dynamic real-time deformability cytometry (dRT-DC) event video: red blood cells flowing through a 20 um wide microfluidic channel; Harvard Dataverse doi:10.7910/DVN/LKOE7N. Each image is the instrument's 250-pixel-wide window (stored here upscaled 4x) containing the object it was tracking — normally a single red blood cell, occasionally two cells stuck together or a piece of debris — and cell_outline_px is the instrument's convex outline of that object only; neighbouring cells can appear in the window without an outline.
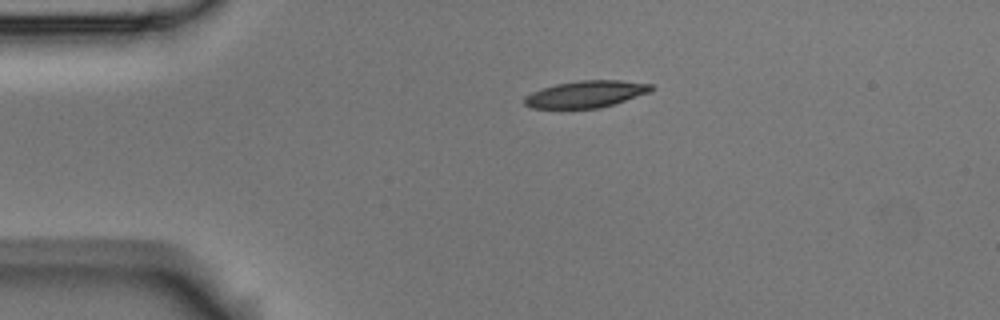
{"species": "Egyptian fruit bat (a non-hibernating species)", "species_latin": "Rousettus aegyptiacus", "temperature_condition": "room temperature", "stored_images_in_passage": 2, "camera_frame_rate_fps": 3000, "um_per_image_px": 0.085, "animal": {"sex": "male"}, "frame": {"image": 1, "passage_image": 1, "time_ms": 0.0, "image_size_px": [1000, 320], "cell_outline_px": [[652, 92], [600, 108], [532, 108], [524, 104], [524, 96], [532, 92], [556, 84], [580, 80], [620, 80], [652, 84]], "centroid_in_image_um": [49.82, 8.0], "position_along_channel_um": 35.2, "area_um2": 19.77}}